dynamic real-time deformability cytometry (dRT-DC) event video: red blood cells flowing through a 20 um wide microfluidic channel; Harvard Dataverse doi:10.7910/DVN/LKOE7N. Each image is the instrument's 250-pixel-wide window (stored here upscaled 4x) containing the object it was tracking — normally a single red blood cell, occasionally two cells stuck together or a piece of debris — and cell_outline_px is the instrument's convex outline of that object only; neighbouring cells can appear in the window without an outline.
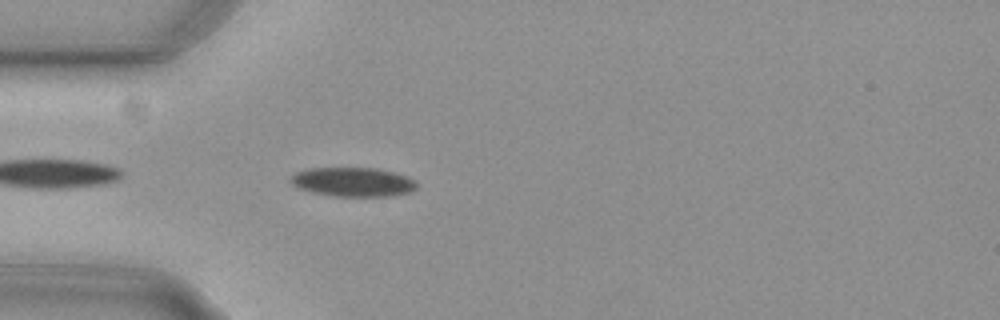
{"species": "common noctule bat (a hibernating species)", "species_latin": "Nyctalus noctula", "temperature_condition": "cold", "stored_images_in_passage": 42, "camera_frame_rate_fps": 3000, "um_per_image_px": 0.085, "animal": {"sex": "female", "body_mass_g": 29.2, "forearm_length_mm": 56.3}, "frame": {"image": 1, "passage_image": 3, "time_ms": 0.667, "image_size_px": [1000, 320], "cell_outline_px": [[416, 188], [412, 192], [392, 196], [332, 196], [312, 192], [296, 188], [288, 180], [296, 172], [312, 168], [376, 168], [408, 176], [416, 180]], "centroid_in_image_um": [30.01, 15.47], "position_along_channel_um": 55.0, "area_um2": 21.56}}
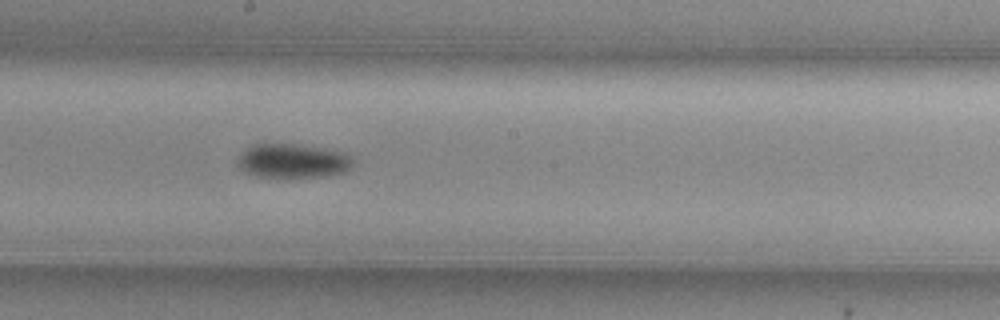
{"frame": {"image": 2, "passage_image": 17, "time_ms": 5.333, "image_size_px": [1000, 320], "cell_outline_px": [[352, 164], [344, 172], [328, 176], [288, 180], [276, 180], [256, 176], [244, 172], [236, 164], [240, 156], [252, 144], [292, 144], [344, 152], [352, 160]], "centroid_in_image_um": [24.83, 13.75], "position_along_channel_um": 223.4, "area_um2": 23.52}}
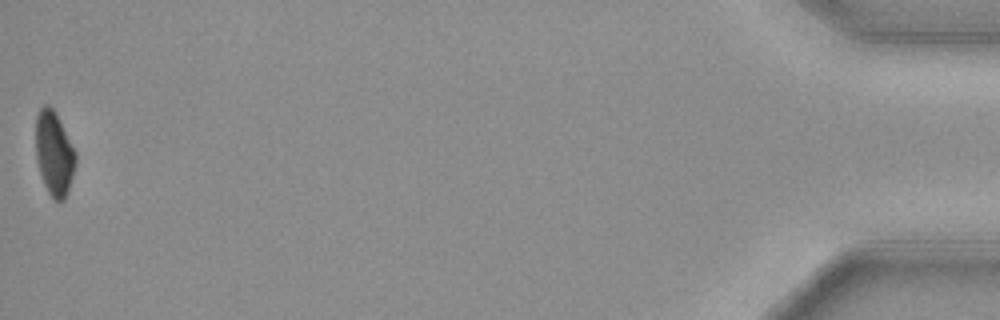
{"frame": {"image": 3, "passage_image": 42, "time_ms": 13.667, "image_size_px": [1000, 320], "cell_outline_px": [[76, 164], [68, 192], [64, 200], [52, 200], [44, 184], [36, 160], [36, 116], [40, 108], [44, 104], [48, 104], [56, 112], [76, 152]], "centroid_in_image_um": [4.61, 13.04], "position_along_channel_um": 430.6, "area_um2": 19.71}, "authors_computed_cell_mechanics": {"area_um2": 21.8195, "velocity_mm_per_s": 3.7456, "shape_relaxation_time_tau1_ms": 4.2241, "shape_relaxation_time_tau2_ms": null, "deformation_change_tau1": 0.1071, "deformation_change_tau2": null}}